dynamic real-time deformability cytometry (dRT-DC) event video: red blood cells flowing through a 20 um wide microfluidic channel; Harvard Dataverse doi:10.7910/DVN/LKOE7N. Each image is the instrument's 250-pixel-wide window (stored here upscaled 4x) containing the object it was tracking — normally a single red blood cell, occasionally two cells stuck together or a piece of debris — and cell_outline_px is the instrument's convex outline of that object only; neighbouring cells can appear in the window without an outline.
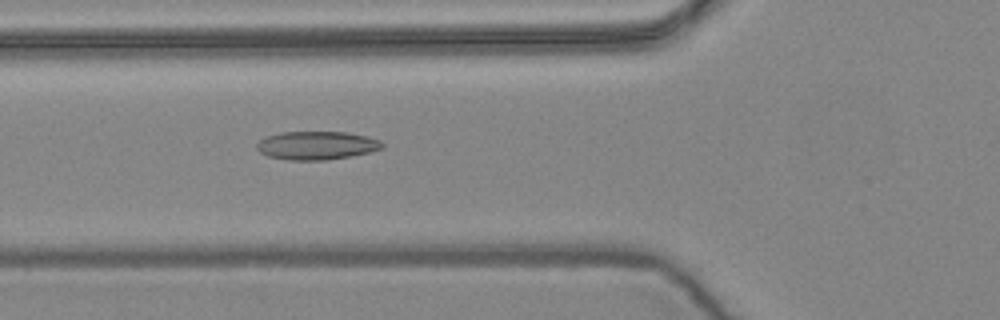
{"species": "common noctule bat (a hibernating species)", "species_latin": "Nyctalus noctula", "temperature_condition": "warm", "stored_images_in_passage": 50, "camera_frame_rate_fps": 3000, "um_per_image_px": 0.085, "animal": {"sex": "female", "body_mass_g": 24.6, "forearm_length_mm": 56.2}, "frame": {"image": 1, "passage_image": 14, "time_ms": 4.333, "image_size_px": [1000, 320], "cell_outline_px": [[384, 148], [372, 152], [352, 156], [328, 160], [288, 160], [268, 156], [260, 152], [256, 148], [256, 144], [260, 140], [268, 136], [280, 132], [344, 132], [364, 136], [380, 140], [384, 144]], "centroid_in_image_um": [26.93, 12.37], "position_along_channel_um": 98.9, "area_um2": 20.81}}
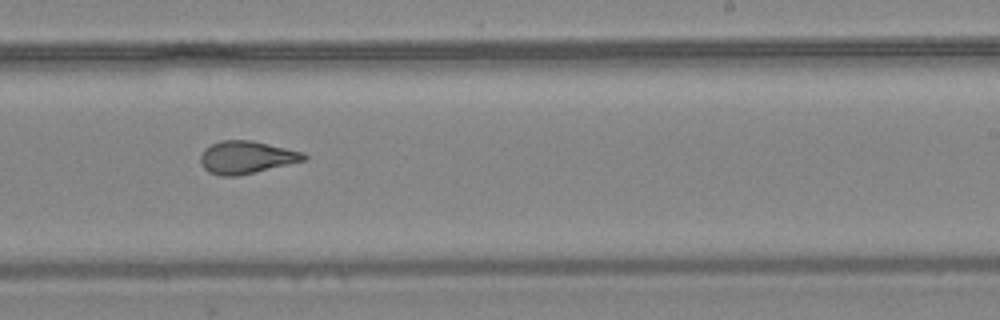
{"frame": {"image": 2, "passage_image": 28, "time_ms": 9.0, "image_size_px": [1000, 320], "cell_outline_px": [[308, 160], [236, 176], [220, 176], [208, 172], [200, 164], [200, 156], [204, 148], [220, 140], [252, 140], [304, 152], [308, 156]], "centroid_in_image_um": [20.95, 13.37], "position_along_channel_um": 268.1, "area_um2": 19.83}}
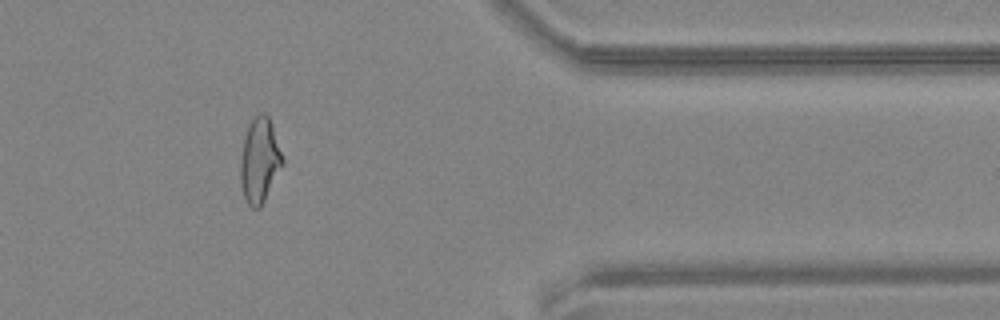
{"frame": {"image": 3, "passage_image": 40, "time_ms": 13.0, "image_size_px": [1000, 320], "cell_outline_px": [[284, 164], [260, 208], [252, 208], [248, 204], [244, 196], [240, 184], [240, 160], [244, 140], [248, 124], [260, 112], [264, 112], [268, 116], [272, 124], [284, 160]], "centroid_in_image_um": [22.07, 13.64], "position_along_channel_um": 389.3, "area_um2": 20.81}, "authors_computed_cell_mechanics": {"area_um2": 20.6346, "velocity_mm_per_s": 3.6162, "shape_relaxation_time_tau1_ms": null, "shape_relaxation_time_tau2_ms": 1.6594, "deformation_change_tau1": null, "deformation_change_tau2": 0.0839}}